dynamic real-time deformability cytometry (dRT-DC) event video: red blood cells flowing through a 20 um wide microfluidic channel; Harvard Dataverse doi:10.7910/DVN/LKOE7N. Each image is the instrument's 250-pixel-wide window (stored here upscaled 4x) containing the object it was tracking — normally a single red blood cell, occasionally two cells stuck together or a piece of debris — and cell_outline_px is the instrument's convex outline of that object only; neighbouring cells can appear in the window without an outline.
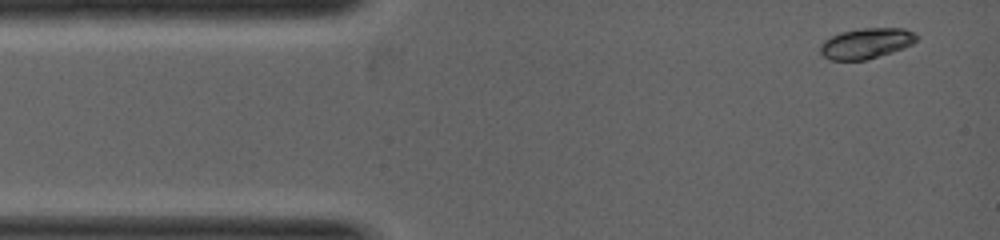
{"species": "common noctule bat (a hibernating species)", "species_latin": "Nyctalus noctula", "temperature_condition": "warm", "stored_images_in_passage": 16, "camera_frame_rate_fps": 5000, "um_per_image_px": 0.085, "animal": {"sex": "female", "body_mass_g": 19.0, "forearm_length_mm": 53.3}, "frame": {"image": 1, "passage_image": 1, "time_ms": 0.0, "image_size_px": [1000, 240], "cell_outline_px": [[920, 36], [912, 44], [904, 48], [868, 60], [832, 60], [824, 56], [820, 52], [820, 44], [824, 40], [840, 32], [864, 28], [904, 28], [916, 32]], "centroid_in_image_um": [73.67, 3.68], "position_along_channel_um": 11.3, "area_um2": 17.28}}
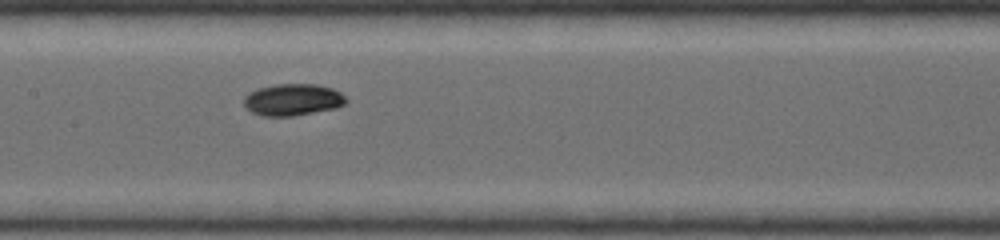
{"frame": {"image": 2, "passage_image": 10, "time_ms": 3.0, "image_size_px": [1000, 240], "cell_outline_px": [[348, 104], [336, 108], [292, 116], [264, 116], [252, 112], [244, 108], [244, 96], [256, 88], [276, 84], [316, 84], [332, 88], [340, 92], [348, 100]], "centroid_in_image_um": [24.89, 8.47], "position_along_channel_um": 182.5, "area_um2": 19.13}}
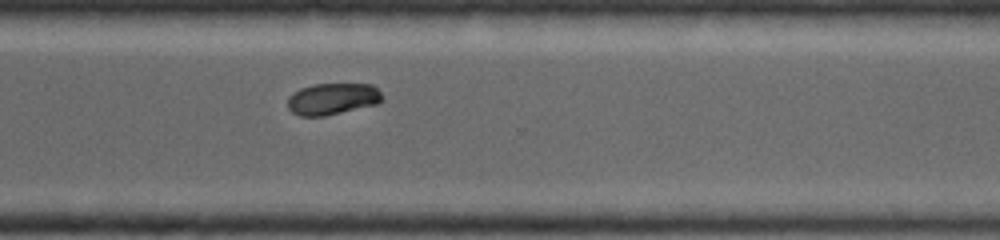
{"frame": {"image": 3, "passage_image": 16, "time_ms": 5.0, "image_size_px": [1000, 240], "cell_outline_px": [[380, 100], [376, 104], [324, 116], [300, 116], [292, 112], [288, 108], [288, 96], [300, 88], [312, 84], [372, 84], [380, 92]], "centroid_in_image_um": [28.2, 8.4], "position_along_channel_um": 342.4, "area_um2": 17.22}}